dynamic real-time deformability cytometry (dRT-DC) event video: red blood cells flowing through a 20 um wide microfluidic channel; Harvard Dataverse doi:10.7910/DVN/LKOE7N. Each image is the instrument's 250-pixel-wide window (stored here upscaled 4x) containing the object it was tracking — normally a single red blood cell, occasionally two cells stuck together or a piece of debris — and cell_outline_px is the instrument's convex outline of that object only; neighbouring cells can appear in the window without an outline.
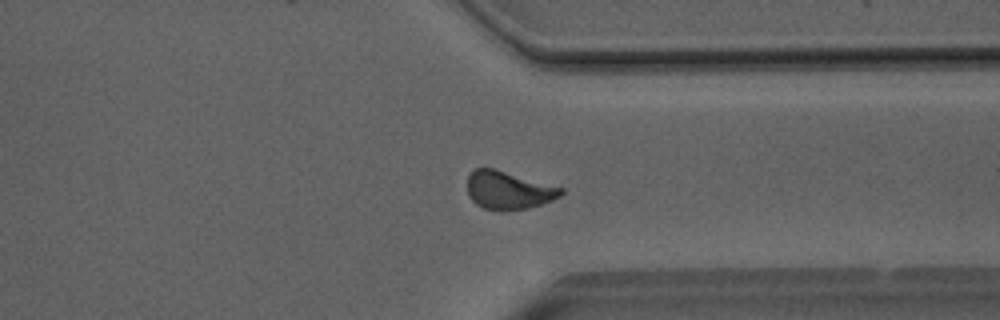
{"species": "Egyptian fruit bat (a non-hibernating species)", "species_latin": "Rousettus aegyptiacus", "temperature_condition": "room temperature", "stored_images_in_passage": 51, "camera_frame_rate_fps": 3000, "um_per_image_px": 0.085, "animal": {"sex": "male"}, "frame": {"image": 1, "passage_image": 39, "time_ms": 12.667, "image_size_px": [1000, 320], "cell_outline_px": [[564, 192], [560, 196], [552, 200], [528, 208], [484, 208], [476, 204], [468, 196], [468, 176], [476, 168], [492, 168], [564, 188]], "centroid_in_image_um": [43.22, 16.14], "position_along_channel_um": 368.2, "area_um2": 20.06}}
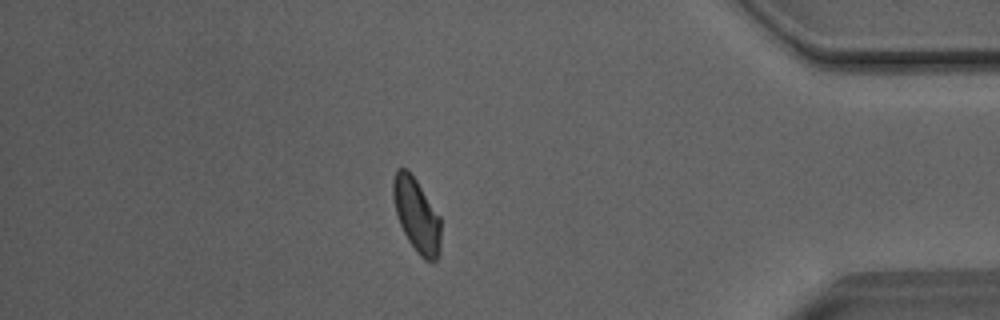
{"frame": {"image": 2, "passage_image": 44, "time_ms": 14.333, "image_size_px": [1000, 320], "cell_outline_px": [[440, 252], [436, 260], [432, 264], [424, 260], [416, 252], [408, 240], [400, 224], [396, 212], [392, 196], [392, 180], [396, 168], [408, 168], [440, 216]], "centroid_in_image_um": [35.4, 18.29], "position_along_channel_um": 399.8, "area_um2": 20.75}}
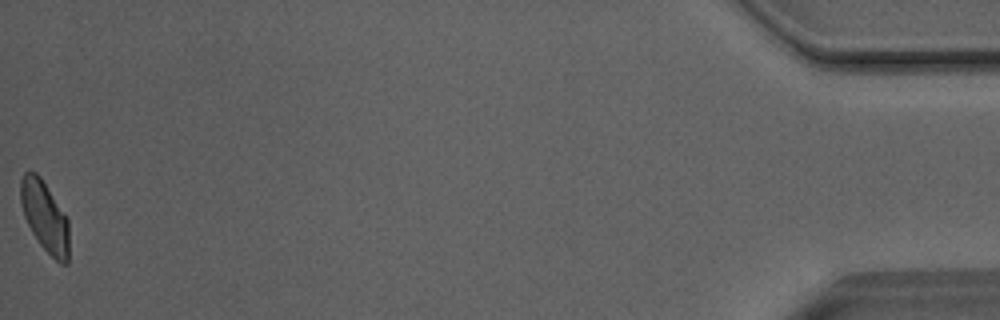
{"frame": {"image": 3, "passage_image": 51, "time_ms": 16.667, "image_size_px": [1000, 320], "cell_outline_px": [[68, 264], [60, 264], [40, 244], [32, 232], [24, 216], [20, 204], [20, 180], [24, 172], [36, 172], [40, 176], [68, 220]], "centroid_in_image_um": [3.78, 18.4], "position_along_channel_um": 431.4, "area_um2": 19.65}, "authors_computed_cell_mechanics": {"area_um2": 21.0392, "velocity_mm_per_s": 4.0328, "shape_relaxation_time_tau1_ms": 4.4927, "shape_relaxation_time_tau2_ms": 1.6151, "deformation_change_tau1": 0.1109, "deformation_change_tau2": 0.056}}